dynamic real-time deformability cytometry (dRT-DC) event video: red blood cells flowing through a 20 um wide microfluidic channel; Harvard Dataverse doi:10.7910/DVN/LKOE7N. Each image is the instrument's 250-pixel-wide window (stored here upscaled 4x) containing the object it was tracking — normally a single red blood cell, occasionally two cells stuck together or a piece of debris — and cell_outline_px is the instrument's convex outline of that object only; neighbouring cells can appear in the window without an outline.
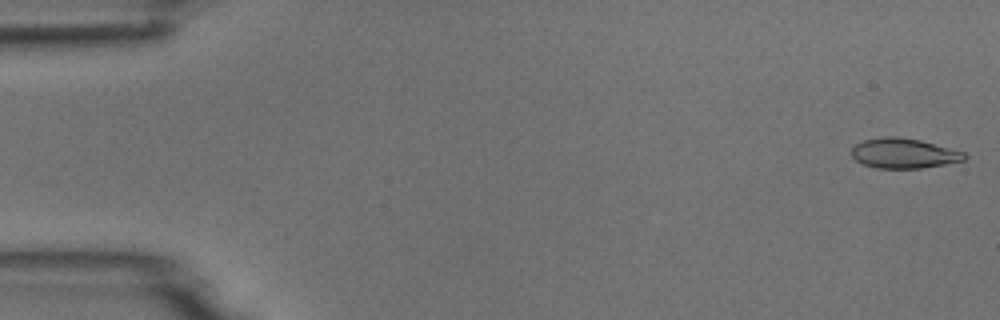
{"species": "common noctule bat (a hibernating species)", "species_latin": "Nyctalus noctula", "temperature_condition": "room temperature", "stored_images_in_passage": 12, "camera_frame_rate_fps": 3000, "um_per_image_px": 0.085, "animal": {"sex": "male", "body_mass_g": 18.8}, "frame": {"image": 1, "passage_image": 1, "time_ms": 0.0, "image_size_px": [1000, 320], "cell_outline_px": [[968, 156], [964, 160], [944, 164], [920, 168], [876, 168], [864, 164], [856, 160], [852, 156], [852, 148], [856, 144], [864, 140], [888, 136], [896, 136], [920, 140], [964, 152]], "centroid_in_image_um": [76.82, 13.03], "position_along_channel_um": 8.2, "area_um2": 19.48}}